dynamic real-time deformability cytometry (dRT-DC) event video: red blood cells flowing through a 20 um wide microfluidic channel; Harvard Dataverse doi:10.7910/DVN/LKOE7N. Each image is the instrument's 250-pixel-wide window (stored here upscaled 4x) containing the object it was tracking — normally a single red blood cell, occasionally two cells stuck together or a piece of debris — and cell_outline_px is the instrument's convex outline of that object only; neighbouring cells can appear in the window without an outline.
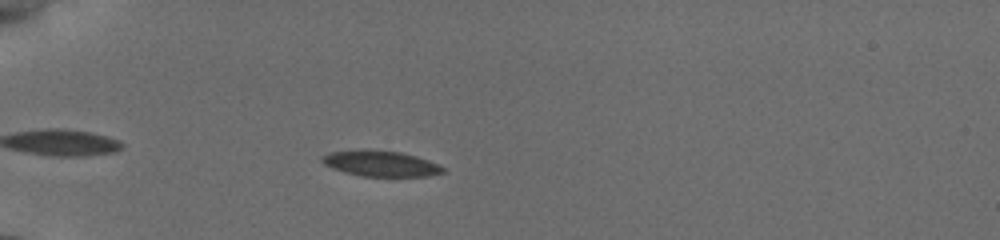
{"species": "common noctule bat (a hibernating species)", "species_latin": "Nyctalus noctula", "temperature_condition": "cold", "stored_images_in_passage": 41, "camera_frame_rate_fps": 3000, "um_per_image_px": 0.085, "animal": {"sex": "female", "body_mass_g": 19.5, "forearm_length_mm": 54.1}, "frame": {"image": 1, "passage_image": 7, "time_ms": 2.0, "image_size_px": [1000, 240], "cell_outline_px": [[444, 172], [428, 176], [360, 176], [324, 164], [320, 160], [320, 156], [332, 152], [400, 152], [416, 156], [440, 164], [444, 168]], "centroid_in_image_um": [32.45, 13.94], "position_along_channel_um": 52.6, "area_um2": 17.11}}
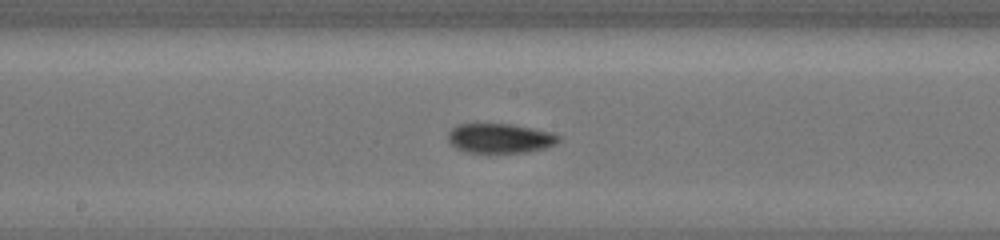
{"frame": {"image": 2, "passage_image": 21, "time_ms": 6.667, "image_size_px": [1000, 240], "cell_outline_px": [[560, 140], [556, 144], [544, 148], [528, 152], [496, 156], [468, 152], [456, 148], [448, 140], [448, 132], [456, 124], [508, 124], [532, 128], [548, 132], [560, 136]], "centroid_in_image_um": [42.47, 11.81], "position_along_channel_um": 205.7, "area_um2": 19.71}}
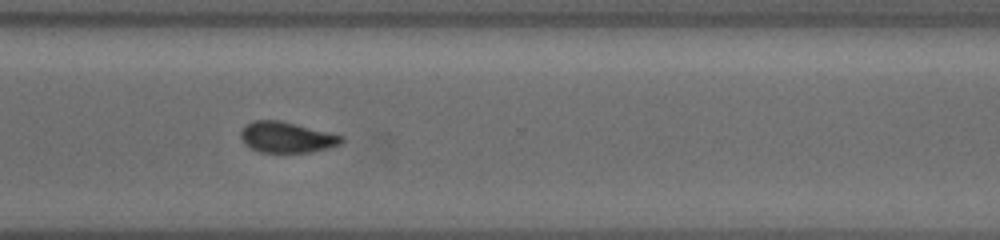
{"frame": {"image": 3, "passage_image": 33, "time_ms": 10.333, "image_size_px": [1000, 240], "cell_outline_px": [[344, 140], [340, 144], [312, 152], [260, 152], [244, 144], [240, 136], [240, 132], [248, 124], [256, 120], [276, 120], [344, 136]], "centroid_in_image_um": [24.35, 11.68], "position_along_channel_um": 346.2, "area_um2": 17.63}, "authors_computed_cell_mechanics": {"area_um2": 18.207, "velocity_mm_per_s": 3.839, "shape_relaxation_time_tau1_ms": 3.738, "shape_relaxation_time_tau2_ms": 6.0736, "deformation_change_tau1": 0.1259, "deformation_change_tau2": 0.101}}